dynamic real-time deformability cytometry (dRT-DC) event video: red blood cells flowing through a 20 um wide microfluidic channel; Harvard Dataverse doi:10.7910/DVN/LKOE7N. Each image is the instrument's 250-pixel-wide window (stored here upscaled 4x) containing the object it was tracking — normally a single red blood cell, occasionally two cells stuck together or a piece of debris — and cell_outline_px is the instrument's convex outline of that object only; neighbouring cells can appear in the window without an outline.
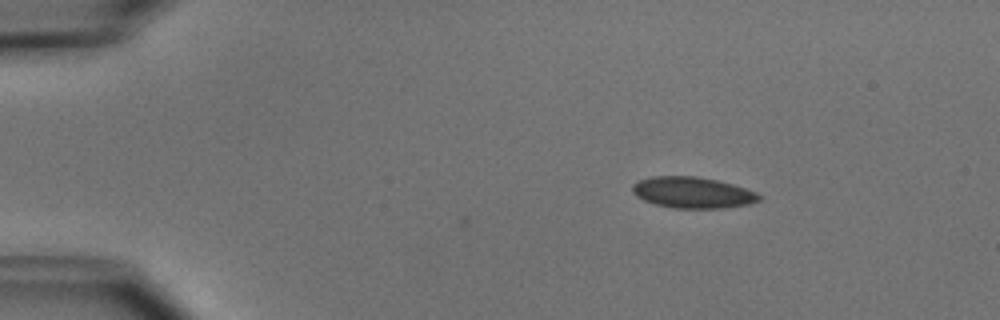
{"species": "common noctule bat (a hibernating species)", "species_latin": "Nyctalus noctula", "temperature_condition": "cold", "stored_images_in_passage": 3, "camera_frame_rate_fps": 3000, "um_per_image_px": 0.085, "animal": {"sex": "male", "body_mass_g": 15.6}, "frame": {"image": 1, "passage_image": 1, "time_ms": 0.0, "image_size_px": [1000, 320], "cell_outline_px": [[764, 196], [760, 200], [748, 204], [724, 208], [672, 208], [656, 204], [644, 200], [636, 196], [632, 192], [632, 184], [640, 180], [652, 176], [696, 176], [716, 180], [732, 184], [756, 192]], "centroid_in_image_um": [58.87, 16.37], "position_along_channel_um": 26.1, "area_um2": 23.0}}